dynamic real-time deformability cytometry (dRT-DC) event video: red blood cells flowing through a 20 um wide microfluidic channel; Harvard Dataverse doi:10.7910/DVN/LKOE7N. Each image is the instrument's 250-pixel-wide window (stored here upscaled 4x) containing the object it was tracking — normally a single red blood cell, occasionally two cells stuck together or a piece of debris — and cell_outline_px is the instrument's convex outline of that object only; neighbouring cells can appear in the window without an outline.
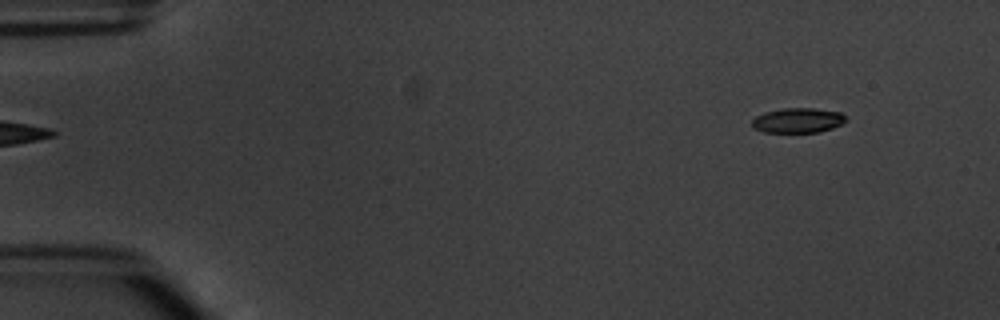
{"species": "common noctule bat (a hibernating species)", "species_latin": "Nyctalus noctula", "temperature_condition": "warm", "stored_images_in_passage": 3, "camera_frame_rate_fps": 3000, "um_per_image_px": 0.085, "animal": {"sex": "male", "body_mass_g": 20.1, "forearm_length_mm": 53.5}, "frame": {"image": 1, "passage_image": 1, "time_ms": 0.0, "image_size_px": [1000, 320], "cell_outline_px": [[848, 120], [844, 124], [820, 132], [764, 132], [756, 128], [752, 124], [752, 120], [756, 116], [764, 112], [784, 108], [812, 108], [840, 112]], "centroid_in_image_um": [67.86, 10.23], "position_along_channel_um": 17.1, "area_um2": 13.58}}